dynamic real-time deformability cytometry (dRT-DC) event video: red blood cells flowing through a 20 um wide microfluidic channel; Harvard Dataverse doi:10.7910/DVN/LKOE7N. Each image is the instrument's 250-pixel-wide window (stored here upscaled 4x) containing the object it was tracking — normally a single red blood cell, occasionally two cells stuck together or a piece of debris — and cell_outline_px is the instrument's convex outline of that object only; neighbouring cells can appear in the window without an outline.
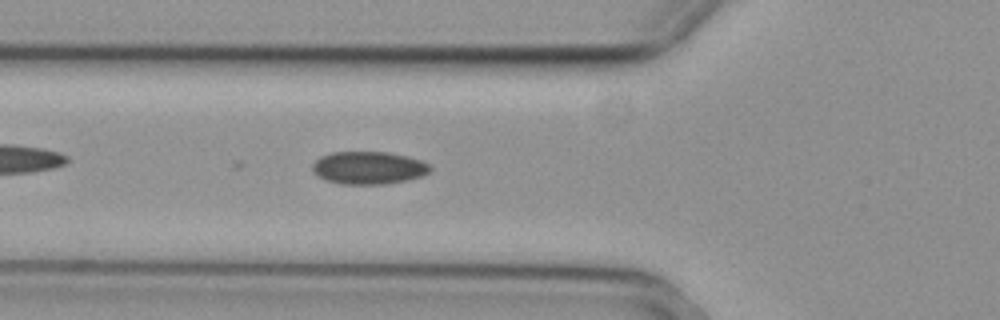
{"species": "common noctule bat (a hibernating species)", "species_latin": "Nyctalus noctula", "temperature_condition": "cold", "stored_images_in_passage": 41, "camera_frame_rate_fps": 3000, "um_per_image_px": 0.085, "animal": {"sex": "female", "body_mass_g": 29.2, "forearm_length_mm": 56.3}, "frame": {"image": 1, "passage_image": 6, "time_ms": 1.667, "image_size_px": [1000, 320], "cell_outline_px": [[432, 168], [424, 176], [408, 180], [384, 184], [340, 184], [324, 180], [316, 176], [312, 172], [312, 164], [320, 156], [332, 152], [388, 152], [408, 156], [420, 160], [428, 164]], "centroid_in_image_um": [31.3, 14.27], "position_along_channel_um": 94.5, "area_um2": 22.72}}
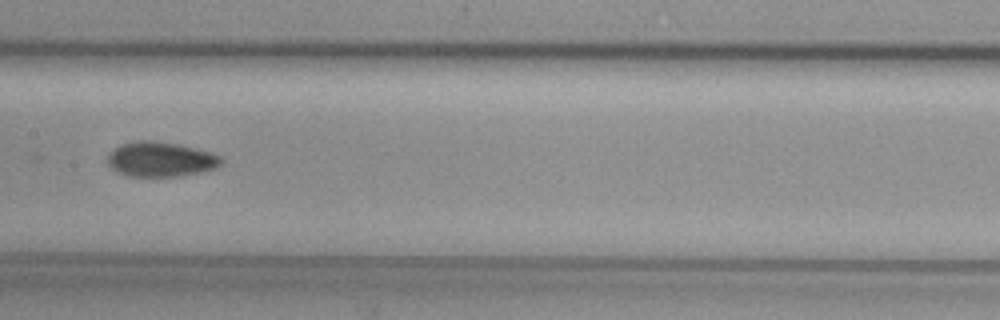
{"frame": {"image": 2, "passage_image": 14, "time_ms": 4.333, "image_size_px": [1000, 320], "cell_outline_px": [[224, 160], [216, 168], [200, 172], [180, 176], [128, 176], [116, 172], [108, 168], [104, 160], [120, 144], [136, 140], [152, 140], [180, 144], [212, 152], [220, 156]], "centroid_in_image_um": [13.62, 13.54], "position_along_channel_um": 193.8, "area_um2": 23.47}}
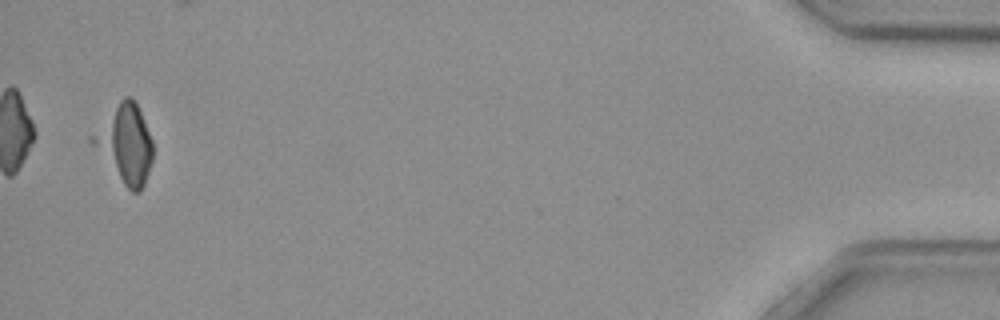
{"frame": {"image": 3, "passage_image": 40, "time_ms": 13.0, "image_size_px": [1000, 320], "cell_outline_px": [[152, 160], [144, 184], [140, 192], [132, 192], [124, 184], [88, 140], [88, 136], [120, 100], [124, 96], [132, 96], [136, 100], [152, 140]], "centroid_in_image_um": [10.63, 12.17], "position_along_channel_um": 424.6, "area_um2": 27.11}, "authors_computed_cell_mechanics": {"area_um2": 22.4264, "velocity_mm_per_s": 3.6967, "shape_relaxation_time_tau1_ms": 9.4972, "shape_relaxation_time_tau2_ms": null, "deformation_change_tau1": 0.1053, "deformation_change_tau2": null}}